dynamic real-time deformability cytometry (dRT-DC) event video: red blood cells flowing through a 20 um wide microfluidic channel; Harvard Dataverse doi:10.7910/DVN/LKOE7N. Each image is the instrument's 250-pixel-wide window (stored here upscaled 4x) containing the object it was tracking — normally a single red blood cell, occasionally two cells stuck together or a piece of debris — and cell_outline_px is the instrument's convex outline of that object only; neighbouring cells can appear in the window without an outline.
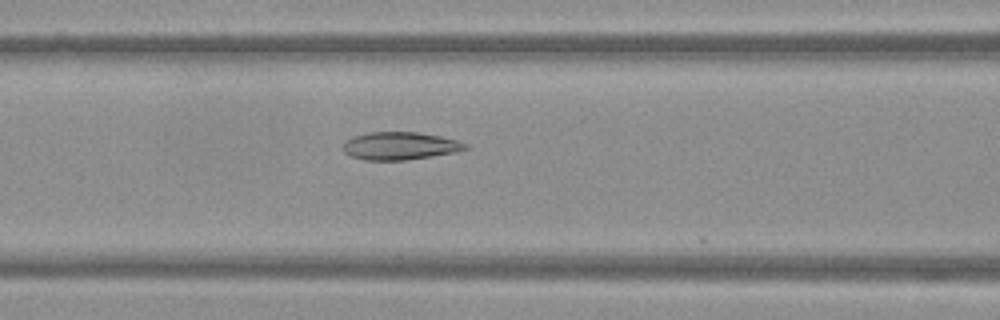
{"species": "Egyptian fruit bat (a non-hibernating species)", "species_latin": "Rousettus aegyptiacus", "temperature_condition": "warm", "stored_images_in_passage": 25, "camera_frame_rate_fps": 3000, "um_per_image_px": 0.085, "frame": {"image": 1, "passage_image": 21, "time_ms": 6.667, "image_size_px": [1000, 320], "cell_outline_px": [[472, 148], [456, 152], [432, 156], [404, 160], [364, 160], [352, 156], [344, 152], [344, 144], [352, 136], [368, 132], [416, 132], [440, 136], [456, 140], [468, 144]], "centroid_in_image_um": [34.04, 12.4], "position_along_channel_um": 132.6, "area_um2": 19.77}}
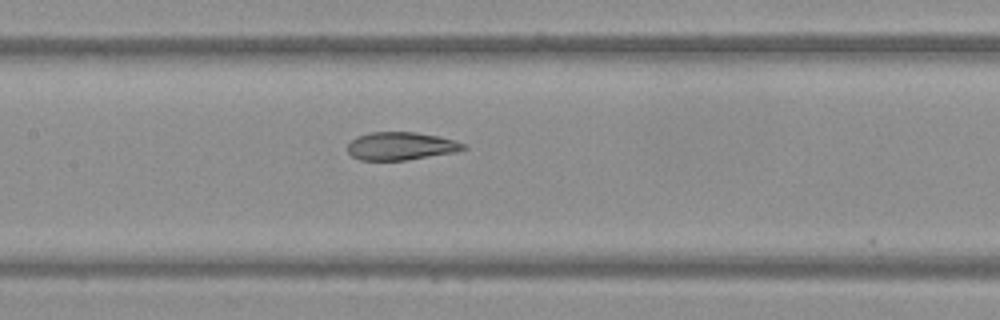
{"frame": {"image": 2, "passage_image": 24, "time_ms": 7.667, "image_size_px": [1000, 320], "cell_outline_px": [[468, 148], [452, 152], [408, 160], [360, 160], [352, 156], [348, 152], [348, 144], [356, 136], [372, 132], [416, 132], [440, 136], [468, 144]], "centroid_in_image_um": [34.09, 12.41], "position_along_channel_um": 173.3, "area_um2": 18.9}}